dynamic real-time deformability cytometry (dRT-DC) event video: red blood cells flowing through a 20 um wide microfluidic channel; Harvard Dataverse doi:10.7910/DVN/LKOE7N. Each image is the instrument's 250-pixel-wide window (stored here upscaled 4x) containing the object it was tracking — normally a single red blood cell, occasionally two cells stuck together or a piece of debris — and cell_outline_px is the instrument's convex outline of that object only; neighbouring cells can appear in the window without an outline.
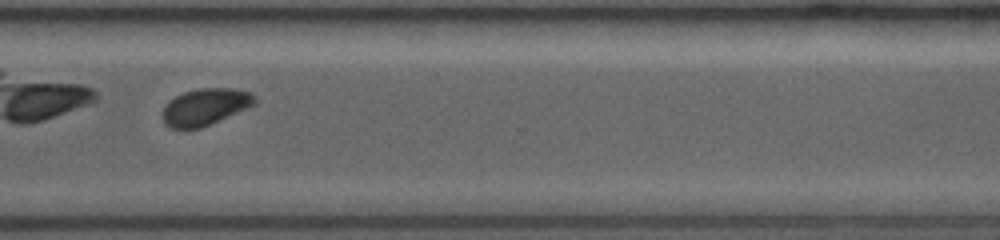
{"species": "common noctule bat (a hibernating species)", "species_latin": "Nyctalus noctula", "temperature_condition": "room temperature", "stored_images_in_passage": 43, "camera_frame_rate_fps": 3500, "um_per_image_px": 0.085, "animal": {"sex": "female", "body_mass_g": 19.0, "forearm_length_mm": 53.3}, "frame": {"image": 1, "passage_image": 42, "time_ms": 8.286, "image_size_px": [1000, 240], "cell_outline_px": [[256, 104], [248, 108], [200, 128], [172, 128], [164, 124], [160, 116], [164, 104], [168, 100], [184, 92], [200, 88], [232, 88], [248, 92], [256, 96]], "centroid_in_image_um": [17.4, 9.08], "position_along_channel_um": 353.2, "area_um2": 19.88}}